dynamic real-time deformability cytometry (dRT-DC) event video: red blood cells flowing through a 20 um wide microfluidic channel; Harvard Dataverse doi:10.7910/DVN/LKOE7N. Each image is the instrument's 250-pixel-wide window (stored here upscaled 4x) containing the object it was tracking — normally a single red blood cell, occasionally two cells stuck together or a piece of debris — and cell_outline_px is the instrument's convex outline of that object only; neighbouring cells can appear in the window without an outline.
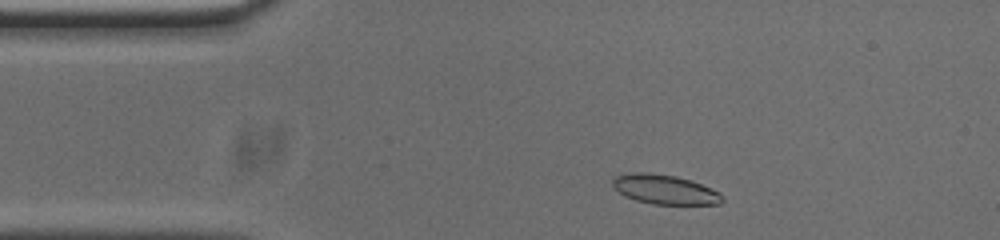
{"species": "common noctule bat (a hibernating species)", "species_latin": "Nyctalus noctula", "temperature_condition": "cold", "stored_images_in_passage": 47, "camera_frame_rate_fps": 3000, "um_per_image_px": 0.085, "animal": {"sex": "male", "body_mass_g": 20.0, "forearm_length_mm": 53.3}, "frame": {"image": 1, "passage_image": 3, "time_ms": 0.667, "image_size_px": [1000, 240], "cell_outline_px": [[724, 200], [720, 204], [652, 204], [636, 200], [624, 196], [612, 184], [612, 180], [616, 176], [632, 172], [648, 172], [676, 176], [692, 180], [720, 192], [724, 196]], "centroid_in_image_um": [56.54, 16.1], "position_along_channel_um": 28.5, "area_um2": 18.9}}
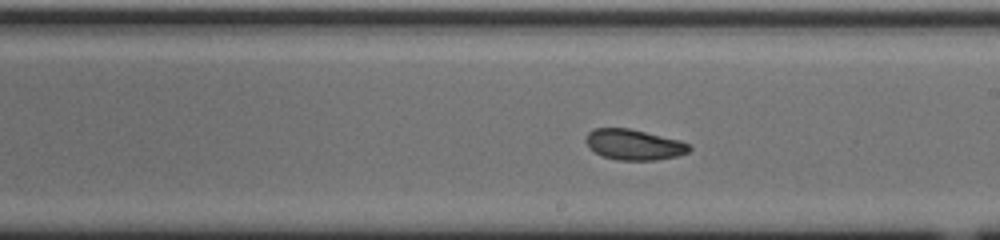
{"frame": {"image": 2, "passage_image": 23, "time_ms": 7.333, "image_size_px": [1000, 240], "cell_outline_px": [[692, 148], [688, 152], [676, 156], [656, 160], [616, 160], [600, 156], [588, 148], [584, 140], [588, 132], [596, 128], [628, 128], [680, 140], [688, 144]], "centroid_in_image_um": [53.83, 12.3], "position_along_channel_um": 235.2, "area_um2": 18.55}}
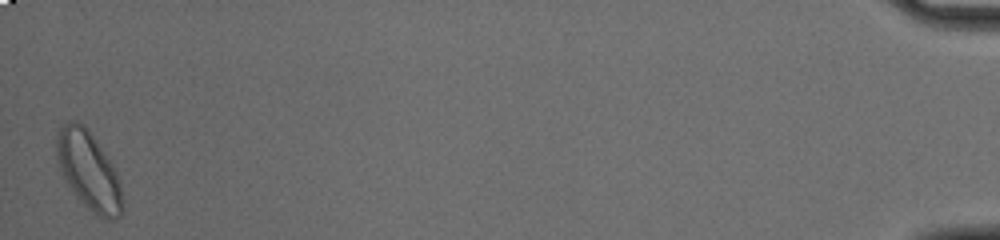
{"frame": {"image": 3, "passage_image": 47, "time_ms": 15.333, "image_size_px": [1000, 240], "cell_outline_px": [[124, 208], [120, 216], [116, 220], [108, 220], [96, 216], [80, 200], [64, 176], [60, 168], [56, 156], [56, 136], [60, 128], [68, 120], [80, 120], [88, 128], [112, 164], [116, 172], [120, 184], [124, 200]], "centroid_in_image_um": [7.57, 14.5], "position_along_channel_um": 427.6, "area_um2": 30.06}, "authors_computed_cell_mechanics": {"area_um2": 18.9584, "velocity_mm_per_s": 3.7225, "shape_relaxation_time_tau1_ms": 3.8655, "shape_relaxation_time_tau2_ms": 2.881, "deformation_change_tau1": 0.1373, "deformation_change_tau2": 0.0783}}